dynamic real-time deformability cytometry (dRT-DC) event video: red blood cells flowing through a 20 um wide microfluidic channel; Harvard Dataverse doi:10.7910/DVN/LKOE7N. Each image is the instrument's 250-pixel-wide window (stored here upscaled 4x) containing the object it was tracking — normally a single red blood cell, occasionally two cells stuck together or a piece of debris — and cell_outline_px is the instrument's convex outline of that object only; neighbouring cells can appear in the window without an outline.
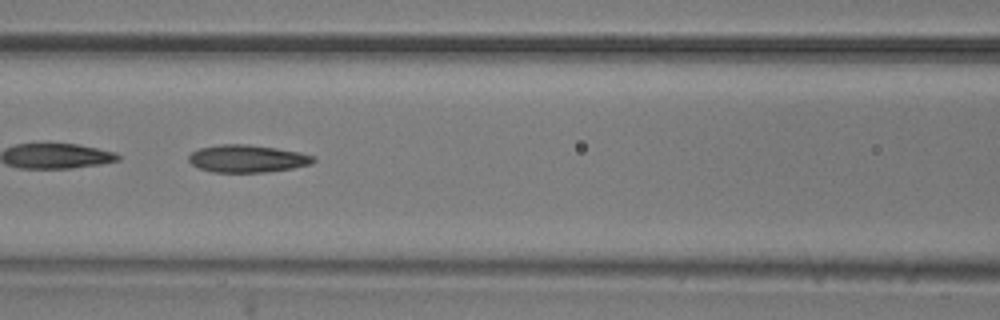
{"species": "common noctule bat (a hibernating species)", "species_latin": "Nyctalus noctula", "temperature_condition": "room temperature", "stored_images_in_passage": 50, "camera_frame_rate_fps": 3000, "um_per_image_px": 0.085, "animal": {"sex": "male", "body_mass_g": 20.5, "forearm_length_mm": 52.5}, "frame": {"image": 1, "passage_image": 22, "time_ms": 7.0, "image_size_px": [1000, 320], "cell_outline_px": [[316, 160], [312, 164], [292, 168], [264, 172], [212, 172], [200, 168], [192, 164], [188, 160], [188, 156], [192, 152], [200, 148], [220, 144], [248, 144], [276, 148], [300, 152], [316, 156]], "centroid_in_image_um": [21.04, 13.48], "position_along_channel_um": 145.6, "area_um2": 20.0}}